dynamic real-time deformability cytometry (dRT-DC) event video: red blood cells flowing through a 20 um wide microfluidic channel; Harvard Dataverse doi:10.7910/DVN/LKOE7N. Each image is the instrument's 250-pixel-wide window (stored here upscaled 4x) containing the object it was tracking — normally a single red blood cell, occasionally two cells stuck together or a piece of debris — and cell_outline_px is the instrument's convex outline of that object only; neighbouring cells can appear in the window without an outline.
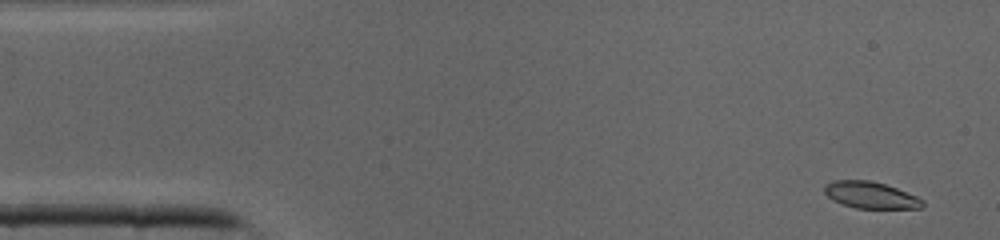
{"species": "common noctule bat (a hibernating species)", "species_latin": "Nyctalus noctula", "temperature_condition": "cold", "stored_images_in_passage": 41, "camera_frame_rate_fps": 3000, "um_per_image_px": 0.085, "animal": {"sex": "male", "body_mass_g": 19.0, "forearm_length_mm": 50.8}, "frame": {"image": 1, "passage_image": 2, "time_ms": 0.333, "image_size_px": [1000, 240], "cell_outline_px": [[924, 204], [920, 208], [856, 208], [832, 200], [824, 192], [824, 184], [832, 180], [868, 180], [884, 184], [896, 188], [916, 196], [924, 200]], "centroid_in_image_um": [73.97, 16.57], "position_along_channel_um": 11.0, "area_um2": 15.14}}
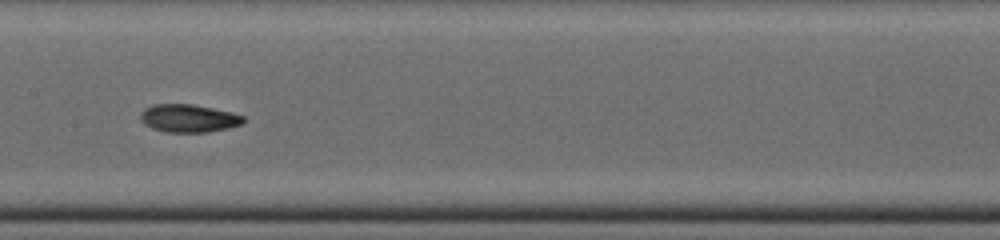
{"frame": {"image": 2, "passage_image": 20, "time_ms": 6.333, "image_size_px": [1000, 240], "cell_outline_px": [[244, 120], [240, 124], [228, 128], [208, 132], [168, 132], [152, 128], [144, 124], [140, 120], [140, 112], [144, 108], [152, 104], [192, 104], [232, 112], [244, 116]], "centroid_in_image_um": [15.99, 10.05], "position_along_channel_um": 191.4, "area_um2": 16.76}}
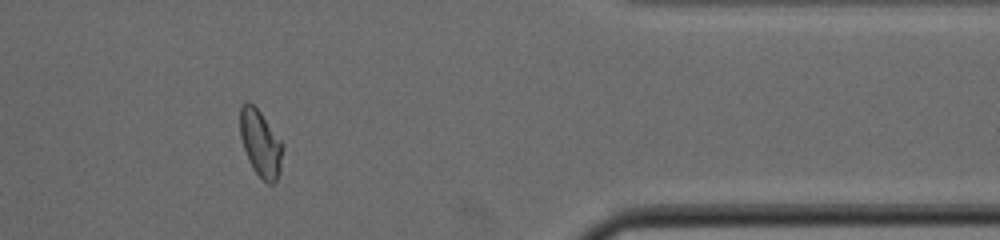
{"frame": {"image": 3, "passage_image": 34, "time_ms": 11.0, "image_size_px": [1000, 240], "cell_outline_px": [[284, 148], [280, 172], [276, 180], [272, 184], [268, 184], [252, 168], [248, 160], [240, 136], [240, 108], [248, 100], [260, 112], [284, 144]], "centroid_in_image_um": [22.16, 12.2], "position_along_channel_um": 389.2, "area_um2": 16.53}}